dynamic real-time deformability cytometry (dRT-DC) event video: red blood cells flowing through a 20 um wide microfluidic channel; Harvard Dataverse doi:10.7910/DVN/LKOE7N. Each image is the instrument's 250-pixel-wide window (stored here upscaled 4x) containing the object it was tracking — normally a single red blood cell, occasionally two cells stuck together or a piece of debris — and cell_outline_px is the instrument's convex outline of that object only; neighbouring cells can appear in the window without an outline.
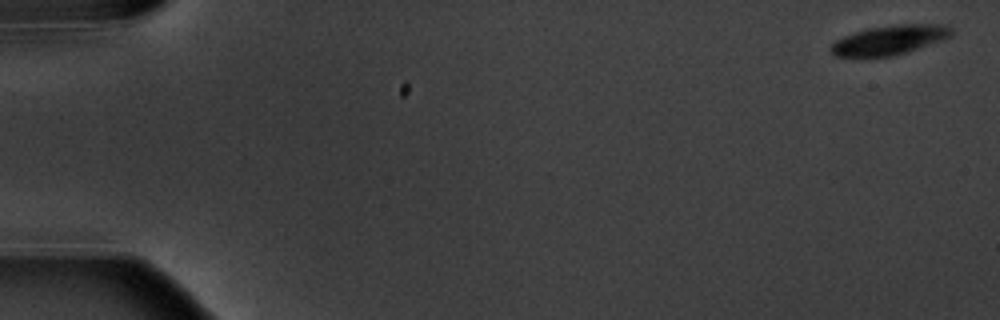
{"species": "common noctule bat (a hibernating species)", "species_latin": "Nyctalus noctula", "temperature_condition": "warm", "stored_images_in_passage": 5, "camera_frame_rate_fps": 3000, "um_per_image_px": 0.085, "animal": {"sex": "male", "body_mass_g": 20.1, "forearm_length_mm": 53.5}, "frame": {"image": 1, "passage_image": 1, "time_ms": 0.0, "image_size_px": [1000, 320], "cell_outline_px": [[952, 36], [892, 56], [836, 56], [828, 48], [836, 40], [844, 36], [856, 32], [872, 28], [900, 24], [944, 24], [952, 28]], "centroid_in_image_um": [75.61, 3.39], "position_along_channel_um": 9.4, "area_um2": 20.06}}